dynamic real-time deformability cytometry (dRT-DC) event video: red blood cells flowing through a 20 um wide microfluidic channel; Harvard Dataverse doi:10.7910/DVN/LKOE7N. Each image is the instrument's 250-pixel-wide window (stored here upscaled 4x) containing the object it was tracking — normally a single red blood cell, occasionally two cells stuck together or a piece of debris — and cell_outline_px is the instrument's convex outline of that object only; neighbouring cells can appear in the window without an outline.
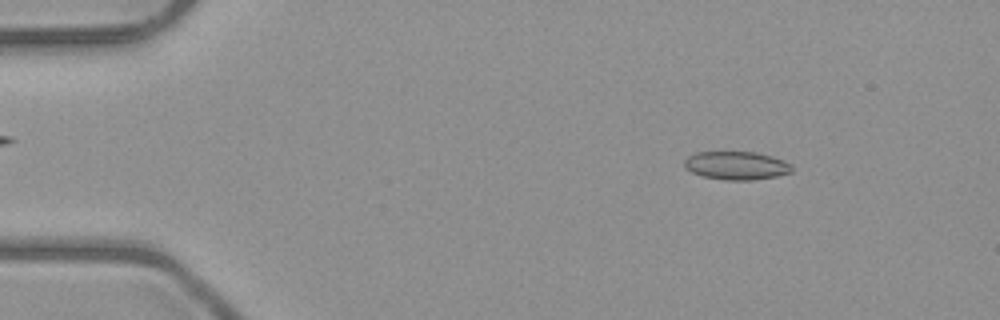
{"species": "common noctule bat (a hibernating species)", "species_latin": "Nyctalus noctula", "temperature_condition": "room temperature", "stored_images_in_passage": 51, "camera_frame_rate_fps": 3000, "um_per_image_px": 0.085, "animal": {"sex": "male", "body_mass_g": 23.1, "forearm_length_mm": 52.7}, "frame": {"image": 1, "passage_image": 7, "time_ms": 2.0, "image_size_px": [1000, 320], "cell_outline_px": [[792, 172], [776, 176], [752, 180], [724, 180], [704, 176], [692, 172], [684, 168], [684, 160], [688, 156], [696, 152], [756, 152], [772, 156], [784, 160], [792, 164]], "centroid_in_image_um": [62.6, 14.07], "position_along_channel_um": 22.4, "area_um2": 17.8}}
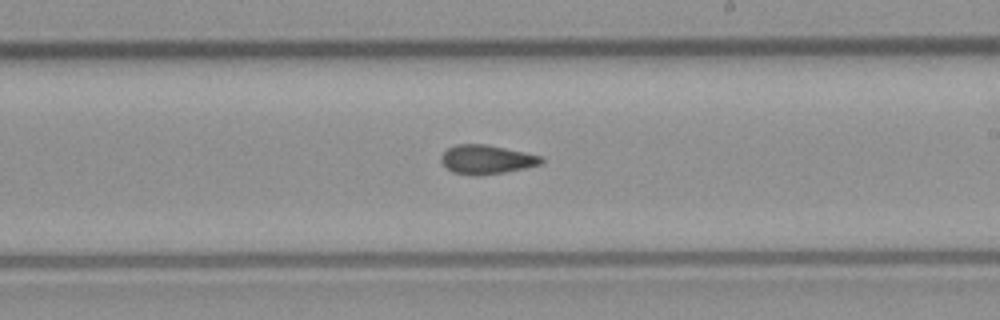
{"frame": {"image": 2, "passage_image": 30, "time_ms": 9.667, "image_size_px": [1000, 320], "cell_outline_px": [[544, 160], [540, 164], [524, 168], [504, 172], [476, 176], [472, 176], [452, 172], [440, 160], [440, 156], [448, 148], [456, 144], [484, 144], [544, 156]], "centroid_in_image_um": [41.35, 13.56], "position_along_channel_um": 247.7, "area_um2": 16.88}}
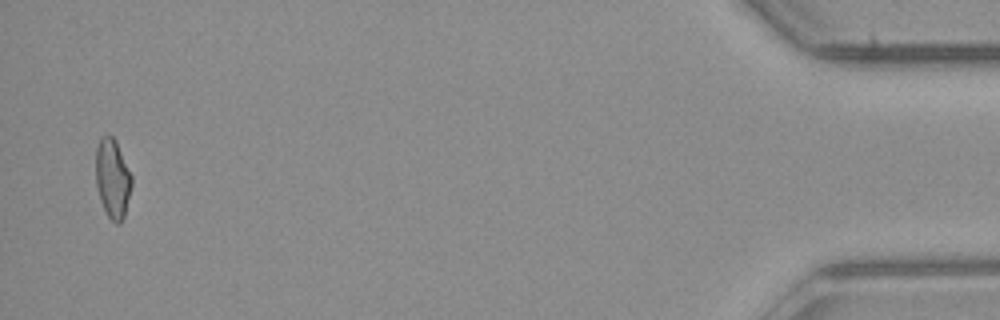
{"frame": {"image": 3, "passage_image": 50, "time_ms": 16.333, "image_size_px": [1000, 320], "cell_outline_px": [[132, 184], [124, 216], [120, 224], [116, 224], [108, 216], [100, 200], [96, 184], [96, 148], [100, 140], [104, 136], [112, 136], [116, 140], [132, 176]], "centroid_in_image_um": [9.57, 15.18], "position_along_channel_um": 425.6, "area_um2": 16.42}, "authors_computed_cell_mechanics": {"area_um2": 17.051, "velocity_mm_per_s": 4.0408, "shape_relaxation_time_tau1_ms": null, "shape_relaxation_time_tau2_ms": 1.7068, "deformation_change_tau1": null, "deformation_change_tau2": 0.072}}